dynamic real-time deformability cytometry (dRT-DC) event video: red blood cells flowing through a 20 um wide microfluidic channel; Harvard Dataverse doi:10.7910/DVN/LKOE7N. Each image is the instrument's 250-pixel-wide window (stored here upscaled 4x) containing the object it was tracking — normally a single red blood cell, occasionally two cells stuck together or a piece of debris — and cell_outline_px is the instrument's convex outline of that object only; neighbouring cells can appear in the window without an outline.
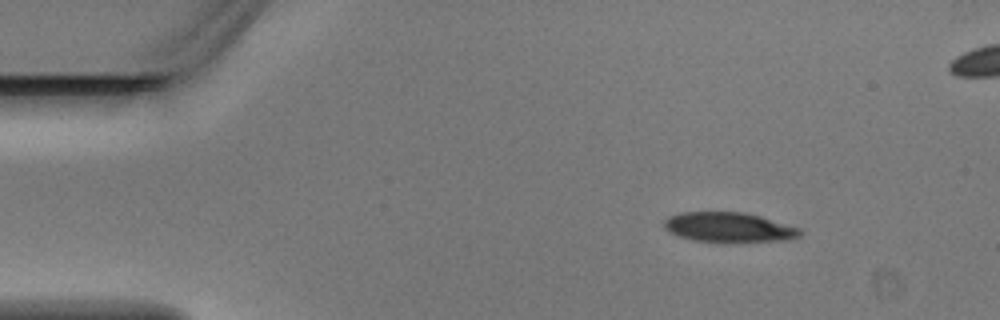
{"species": "Egyptian fruit bat (a non-hibernating species)", "species_latin": "Rousettus aegyptiacus", "temperature_condition": "warm", "stored_images_in_passage": 3, "camera_frame_rate_fps": 3000, "um_per_image_px": 0.085, "animal": {"sex": "male"}, "frame": {"image": 1, "passage_image": 1, "time_ms": 0.0, "image_size_px": [1000, 320], "cell_outline_px": [[804, 232], [800, 236], [792, 240], [692, 240], [668, 232], [664, 228], [664, 220], [668, 216], [680, 212], [744, 212], [760, 216], [800, 228]], "centroid_in_image_um": [61.94, 19.28], "position_along_channel_um": 23.1, "area_um2": 23.06}}